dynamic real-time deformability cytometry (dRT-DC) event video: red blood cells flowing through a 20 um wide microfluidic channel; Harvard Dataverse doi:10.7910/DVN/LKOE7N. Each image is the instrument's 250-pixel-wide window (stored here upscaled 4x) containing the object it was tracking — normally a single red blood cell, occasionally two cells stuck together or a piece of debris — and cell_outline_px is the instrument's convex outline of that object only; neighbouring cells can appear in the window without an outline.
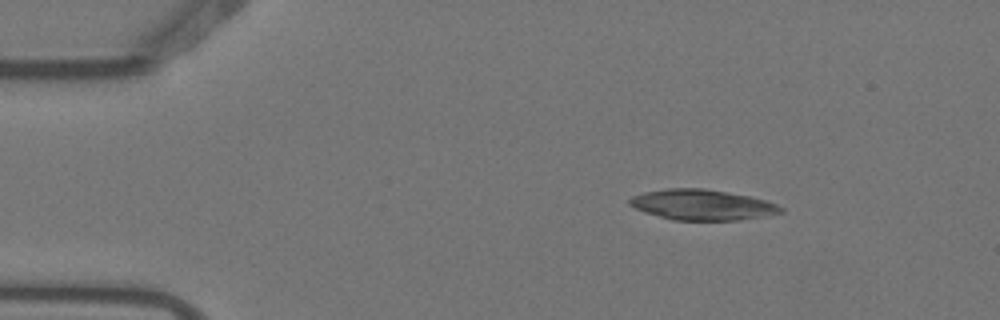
{"species": "Egyptian fruit bat (a non-hibernating species)", "species_latin": "Rousettus aegyptiacus", "temperature_condition": "warm", "stored_images_in_passage": 5, "camera_frame_rate_fps": 3000, "um_per_image_px": 0.085, "animal": {"sex": "female"}, "frame": {"image": 1, "passage_image": 3, "time_ms": 0.667, "image_size_px": [1000, 320], "cell_outline_px": [[784, 212], [740, 220], [672, 220], [644, 212], [628, 204], [628, 200], [632, 196], [644, 192], [668, 188], [704, 188], [748, 196], [764, 200], [776, 204], [784, 208]], "centroid_in_image_um": [59.66, 17.41], "position_along_channel_um": 25.3, "area_um2": 26.76}}